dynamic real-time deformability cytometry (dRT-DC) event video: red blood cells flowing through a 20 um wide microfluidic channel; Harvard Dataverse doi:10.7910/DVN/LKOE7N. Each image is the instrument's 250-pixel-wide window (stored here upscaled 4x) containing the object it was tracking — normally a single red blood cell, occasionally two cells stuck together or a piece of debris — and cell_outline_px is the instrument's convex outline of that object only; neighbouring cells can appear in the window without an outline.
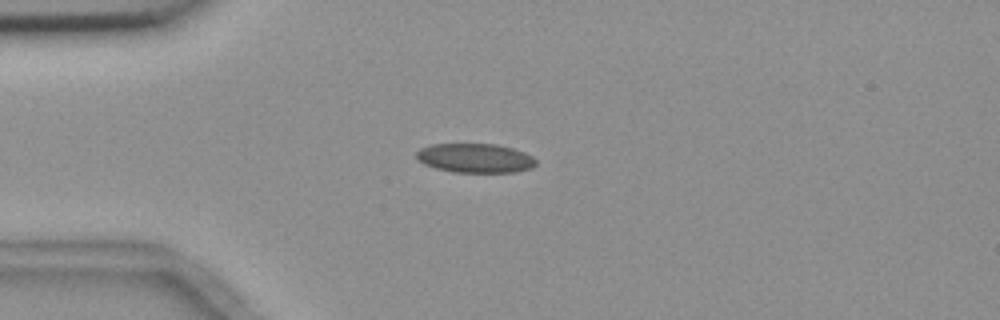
{"species": "common noctule bat (a hibernating species)", "species_latin": "Nyctalus noctula", "temperature_condition": "room temperature", "stored_images_in_passage": 3, "camera_frame_rate_fps": 3000, "um_per_image_px": 0.085, "animal": {"sex": "female", "body_mass_g": 18.4}, "frame": {"image": 1, "passage_image": 3, "time_ms": 2.333, "image_size_px": [1000, 320], "cell_outline_px": [[536, 164], [532, 168], [512, 172], [452, 172], [436, 168], [424, 164], [416, 156], [416, 152], [420, 148], [432, 144], [496, 144], [512, 148], [524, 152], [532, 156], [536, 160]], "centroid_in_image_um": [40.39, 13.43], "position_along_channel_um": 44.6, "area_um2": 20.29}}